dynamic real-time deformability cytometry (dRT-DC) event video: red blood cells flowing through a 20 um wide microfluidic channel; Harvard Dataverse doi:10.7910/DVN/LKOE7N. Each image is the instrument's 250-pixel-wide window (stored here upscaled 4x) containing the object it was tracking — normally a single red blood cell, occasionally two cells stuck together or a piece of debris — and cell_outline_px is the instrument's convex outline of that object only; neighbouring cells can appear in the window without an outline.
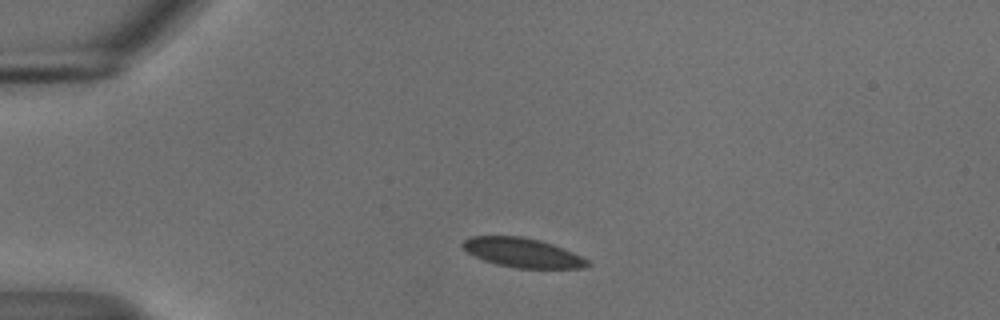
{"species": "common noctule bat (a hibernating species)", "species_latin": "Nyctalus noctula", "temperature_condition": "cold", "stored_images_in_passage": 43, "camera_frame_rate_fps": 3000, "um_per_image_px": 0.085, "animal": {"sex": "male", "body_mass_g": 18.8}, "frame": {"image": 1, "passage_image": 1, "time_ms": 0.0, "image_size_px": [1000, 320], "cell_outline_px": [[592, 264], [584, 268], [516, 268], [496, 264], [484, 260], [468, 252], [460, 244], [464, 240], [472, 236], [520, 236], [540, 240], [552, 244], [572, 252], [588, 260]], "centroid_in_image_um": [44.42, 21.48], "position_along_channel_um": 40.6, "area_um2": 21.15}}
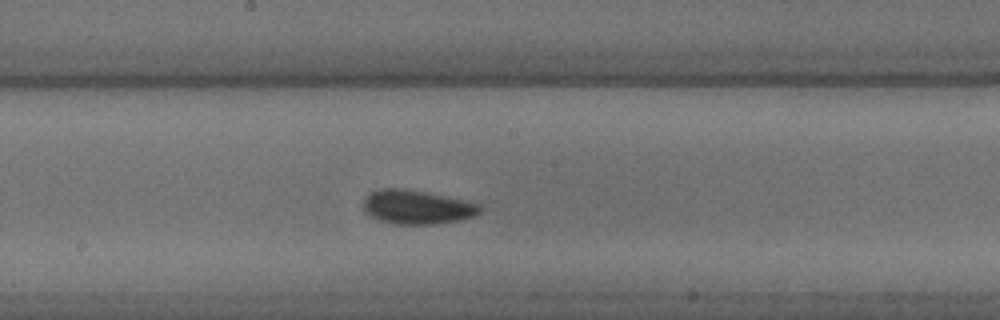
{"frame": {"image": 2, "passage_image": 18, "time_ms": 5.667, "image_size_px": [1000, 320], "cell_outline_px": [[484, 208], [480, 212], [472, 216], [460, 220], [436, 224], [392, 224], [380, 220], [364, 212], [364, 196], [368, 192], [380, 188], [404, 188], [428, 192], [484, 204]], "centroid_in_image_um": [35.46, 17.58], "position_along_channel_um": 212.7, "area_um2": 23.52}}
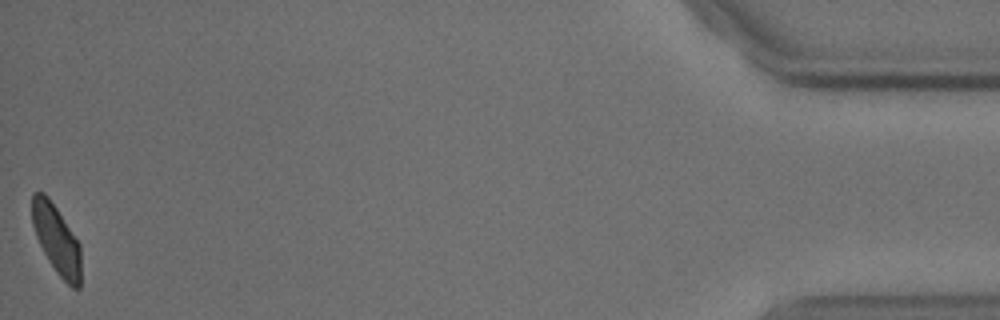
{"frame": {"image": 3, "passage_image": 43, "time_ms": 14.0, "image_size_px": [1000, 320], "cell_outline_px": [[80, 288], [72, 288], [56, 272], [48, 260], [36, 236], [32, 224], [32, 192], [44, 192], [48, 196], [80, 244]], "centroid_in_image_um": [4.79, 20.35], "position_along_channel_um": 430.4, "area_um2": 19.42}, "authors_computed_cell_mechanics": {"area_um2": 21.5016, "velocity_mm_per_s": 3.657, "shape_relaxation_time_tau1_ms": 3.2346, "shape_relaxation_time_tau2_ms": 10.4425, "deformation_change_tau1": 0.0889, "deformation_change_tau2": 0.1051}}